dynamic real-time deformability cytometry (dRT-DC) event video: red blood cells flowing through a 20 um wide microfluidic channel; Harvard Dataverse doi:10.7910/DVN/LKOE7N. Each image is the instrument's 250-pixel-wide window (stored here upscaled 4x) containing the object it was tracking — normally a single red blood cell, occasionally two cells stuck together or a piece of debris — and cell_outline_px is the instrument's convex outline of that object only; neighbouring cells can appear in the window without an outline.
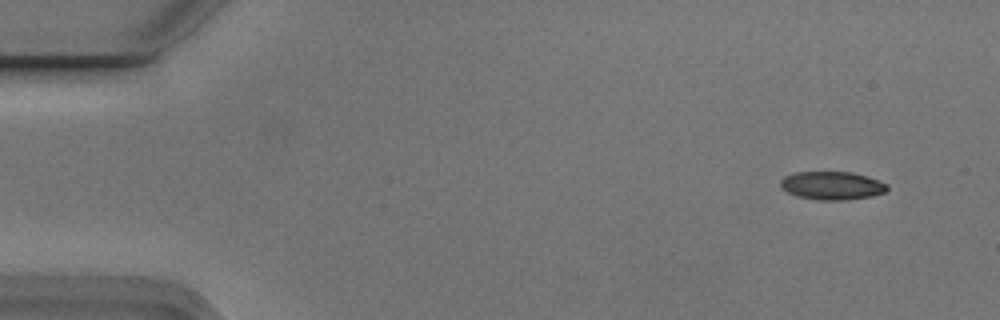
{"species": "Egyptian fruit bat (a non-hibernating species)", "species_latin": "Rousettus aegyptiacus", "temperature_condition": "cold", "stored_images_in_passage": 6, "camera_frame_rate_fps": 3000, "um_per_image_px": 0.085, "animal": {"sex": "male"}, "frame": {"image": 1, "passage_image": 1, "time_ms": 0.0, "image_size_px": [1000, 320], "cell_outline_px": [[888, 188], [884, 192], [872, 196], [844, 200], [816, 200], [796, 196], [780, 188], [780, 180], [784, 176], [796, 172], [852, 172], [868, 176], [888, 184]], "centroid_in_image_um": [70.7, 15.77], "position_along_channel_um": 14.3, "area_um2": 17.69}}
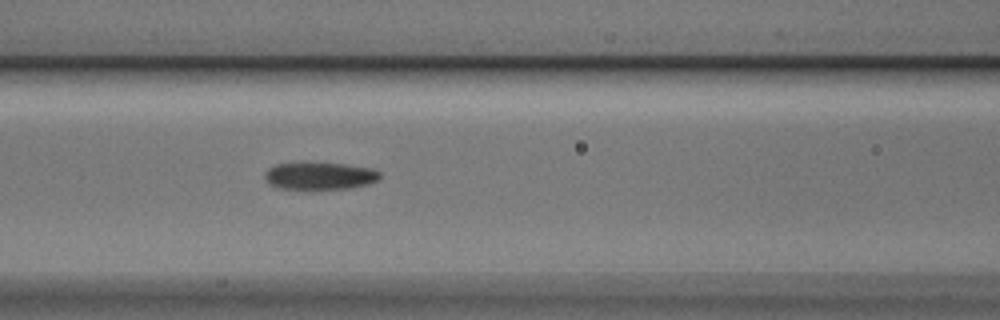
{"frame": {"image": 2, "passage_image": 6, "time_ms": 1.667, "image_size_px": [1000, 320], "cell_outline_px": [[380, 176], [376, 180], [368, 184], [352, 188], [308, 192], [276, 188], [268, 184], [264, 176], [264, 172], [268, 168], [276, 164], [344, 164], [372, 168], [380, 172]], "centroid_in_image_um": [27.12, 15.02], "position_along_channel_um": 139.5, "area_um2": 18.96}}